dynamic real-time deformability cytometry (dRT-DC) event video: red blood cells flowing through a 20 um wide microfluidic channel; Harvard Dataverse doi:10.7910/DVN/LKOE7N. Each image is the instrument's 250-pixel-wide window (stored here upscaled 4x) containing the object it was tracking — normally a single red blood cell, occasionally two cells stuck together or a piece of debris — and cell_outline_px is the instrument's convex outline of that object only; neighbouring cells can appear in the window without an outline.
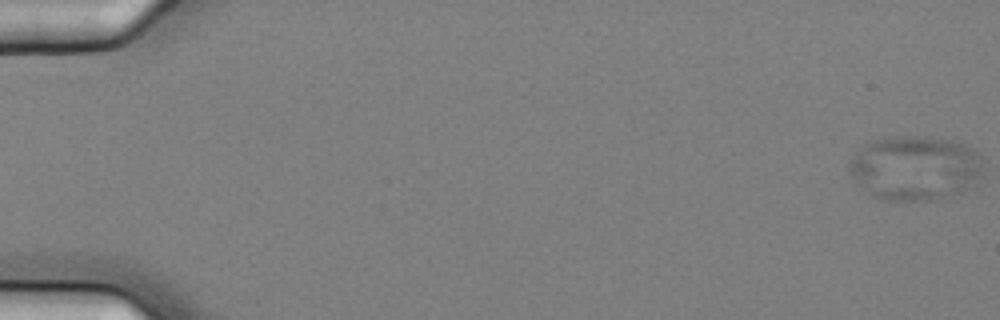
{"species": "common noctule bat (a hibernating species)", "species_latin": "Nyctalus noctula", "temperature_condition": "cold", "stored_images_in_passage": 4, "camera_frame_rate_fps": 3000, "um_per_image_px": 0.085, "animal": {"sex": "female", "body_mass_g": 25.1}, "frame": {"image": 1, "passage_image": 1, "time_ms": 0.0, "image_size_px": [1000, 320], "cell_outline_px": [[980, 172], [968, 188], [956, 192], [928, 200], [880, 200], [868, 196], [852, 176], [848, 168], [848, 164], [856, 152], [864, 144], [872, 140], [892, 136], [928, 136], [956, 140], [972, 148], [980, 156]], "centroid_in_image_um": [77.69, 14.25], "position_along_channel_um": 7.3, "area_um2": 50.17}}